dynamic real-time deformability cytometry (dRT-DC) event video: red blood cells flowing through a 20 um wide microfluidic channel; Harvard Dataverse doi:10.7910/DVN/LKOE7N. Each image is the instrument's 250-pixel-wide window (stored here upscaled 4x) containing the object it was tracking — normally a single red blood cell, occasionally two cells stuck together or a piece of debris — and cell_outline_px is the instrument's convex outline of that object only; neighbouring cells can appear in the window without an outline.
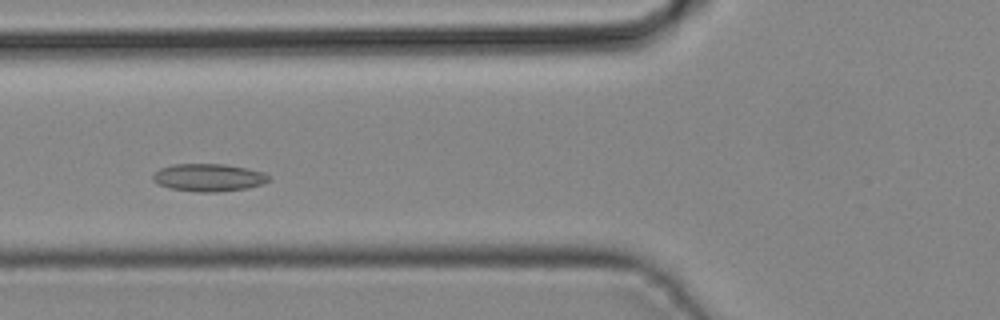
{"species": "common noctule bat (a hibernating species)", "species_latin": "Nyctalus noctula", "temperature_condition": "cold", "stored_images_in_passage": 30, "camera_frame_rate_fps": 3000, "um_per_image_px": 0.085, "animal": {"sex": "male", "body_mass_g": 19.2, "forearm_length_mm": 51.8}, "frame": {"image": 1, "passage_image": 3, "time_ms": 0.667, "image_size_px": [1000, 320], "cell_outline_px": [[272, 180], [264, 184], [248, 188], [216, 192], [200, 192], [172, 188], [160, 184], [152, 180], [152, 176], [160, 168], [172, 164], [224, 164], [264, 172], [272, 176]], "centroid_in_image_um": [17.8, 15.09], "position_along_channel_um": 108.0, "area_um2": 18.67}}
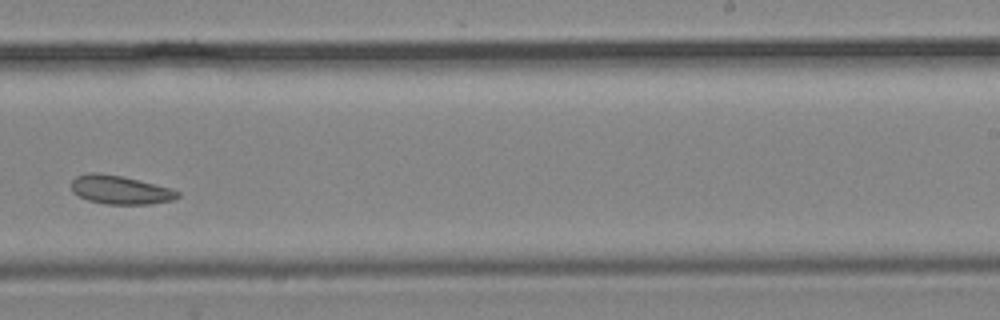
{"frame": {"image": 2, "passage_image": 14, "time_ms": 4.333, "image_size_px": [1000, 320], "cell_outline_px": [[180, 196], [172, 200], [152, 204], [104, 204], [88, 200], [72, 192], [72, 180], [76, 176], [88, 172], [96, 172], [120, 176], [172, 188], [180, 192]], "centroid_in_image_um": [10.22, 16.14], "position_along_channel_um": 278.8, "area_um2": 17.69}}
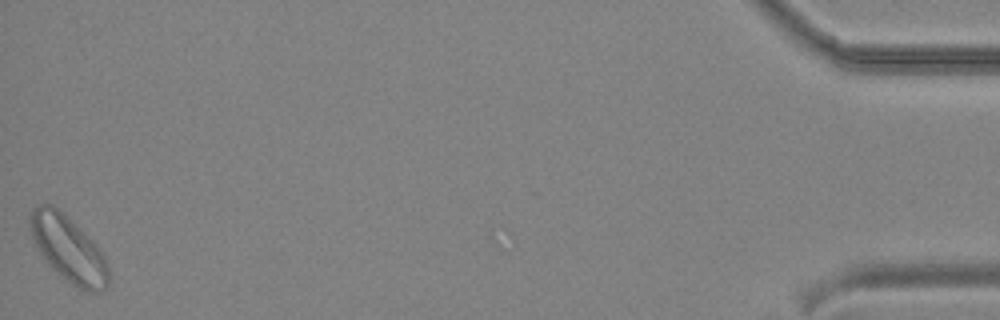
{"frame": {"image": 3, "passage_image": 30, "time_ms": 9.667, "image_size_px": [1000, 320], "cell_outline_px": [[108, 288], [104, 292], [92, 292], [80, 288], [68, 280], [52, 268], [40, 252], [32, 236], [28, 220], [32, 208], [40, 204], [52, 204], [80, 228], [92, 240], [104, 256], [108, 264]], "centroid_in_image_um": [5.82, 21.15], "position_along_channel_um": 429.4, "area_um2": 29.59}}